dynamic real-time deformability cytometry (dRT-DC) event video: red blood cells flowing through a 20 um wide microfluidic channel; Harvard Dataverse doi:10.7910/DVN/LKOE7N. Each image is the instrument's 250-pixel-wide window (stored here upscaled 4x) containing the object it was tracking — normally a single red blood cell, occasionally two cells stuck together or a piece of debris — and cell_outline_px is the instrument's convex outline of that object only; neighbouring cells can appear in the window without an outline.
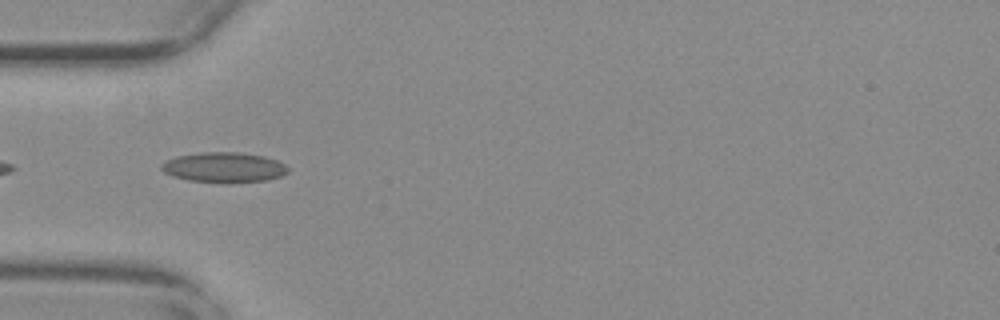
{"species": "common noctule bat (a hibernating species)", "species_latin": "Nyctalus noctula", "temperature_condition": "warm", "stored_images_in_passage": 6, "camera_frame_rate_fps": 3000, "um_per_image_px": 0.085, "animal": {"sex": "female", "body_mass_g": 29.2, "forearm_length_mm": 56.3}, "frame": {"image": 1, "passage_image": 2, "time_ms": 0.333, "image_size_px": [1000, 320], "cell_outline_px": [[288, 172], [280, 176], [268, 180], [188, 180], [172, 176], [164, 172], [160, 168], [160, 164], [176, 156], [200, 152], [240, 152], [264, 156], [276, 160], [284, 164], [288, 168]], "centroid_in_image_um": [19.01, 14.17], "position_along_channel_um": 66.0, "area_um2": 21.39}}